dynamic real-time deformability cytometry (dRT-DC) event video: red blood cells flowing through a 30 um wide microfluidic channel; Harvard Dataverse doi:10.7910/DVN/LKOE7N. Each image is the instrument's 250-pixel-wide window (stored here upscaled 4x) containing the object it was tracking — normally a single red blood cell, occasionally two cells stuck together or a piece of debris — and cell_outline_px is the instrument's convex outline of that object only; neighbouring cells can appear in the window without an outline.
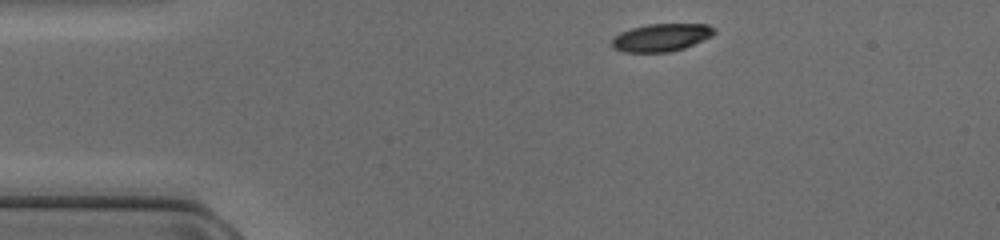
{"species": "common noctule bat (a hibernating species)", "species_latin": "Nyctalus noctula", "temperature_condition": "cold", "stored_images_in_passage": 40, "camera_frame_rate_fps": 3000, "um_per_image_px": 0.085, "animal": {"sex": "female", "body_mass_g": 17.0, "forearm_length_mm": 48.0}, "frame": {"image": 1, "passage_image": 1, "time_ms": 0.0, "image_size_px": [1000, 240], "cell_outline_px": [[716, 32], [712, 36], [684, 48], [668, 52], [624, 52], [612, 48], [612, 40], [620, 32], [632, 28], [648, 24], [708, 24], [716, 28]], "centroid_in_image_um": [56.23, 3.18], "position_along_channel_um": 28.8, "area_um2": 16.53}}
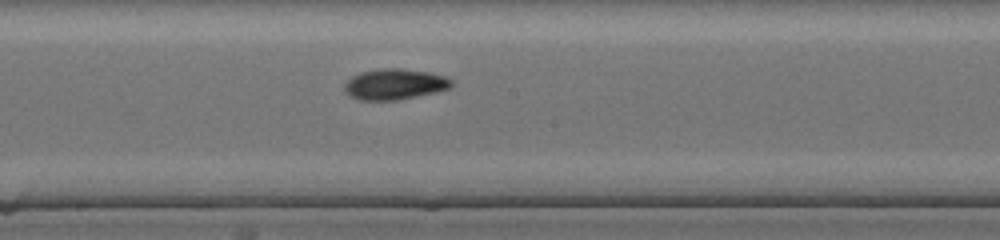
{"frame": {"image": 2, "passage_image": 18, "time_ms": 5.667, "image_size_px": [1000, 240], "cell_outline_px": [[452, 84], [448, 88], [436, 92], [396, 100], [360, 100], [348, 96], [344, 92], [344, 84], [352, 76], [360, 72], [380, 68], [400, 68], [428, 72], [444, 76], [452, 80]], "centroid_in_image_um": [33.49, 7.16], "position_along_channel_um": 214.7, "area_um2": 19.19}}
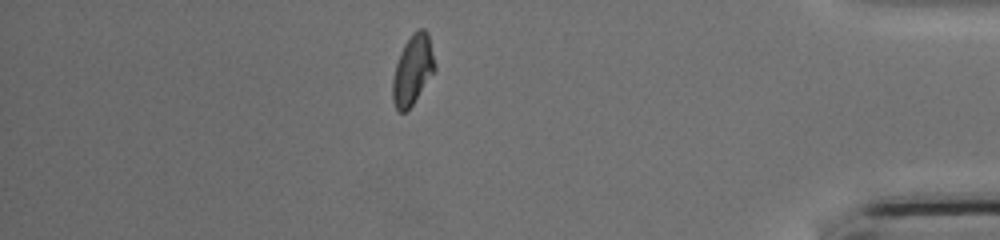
{"frame": {"image": 3, "passage_image": 34, "time_ms": 11.0, "image_size_px": [1000, 240], "cell_outline_px": [[436, 68], [412, 104], [404, 112], [400, 112], [396, 108], [392, 100], [392, 80], [396, 64], [400, 52], [404, 44], [412, 32], [420, 28], [424, 28], [428, 32], [436, 64]], "centroid_in_image_um": [35.07, 5.89], "position_along_channel_um": 400.1, "area_um2": 17.05}}